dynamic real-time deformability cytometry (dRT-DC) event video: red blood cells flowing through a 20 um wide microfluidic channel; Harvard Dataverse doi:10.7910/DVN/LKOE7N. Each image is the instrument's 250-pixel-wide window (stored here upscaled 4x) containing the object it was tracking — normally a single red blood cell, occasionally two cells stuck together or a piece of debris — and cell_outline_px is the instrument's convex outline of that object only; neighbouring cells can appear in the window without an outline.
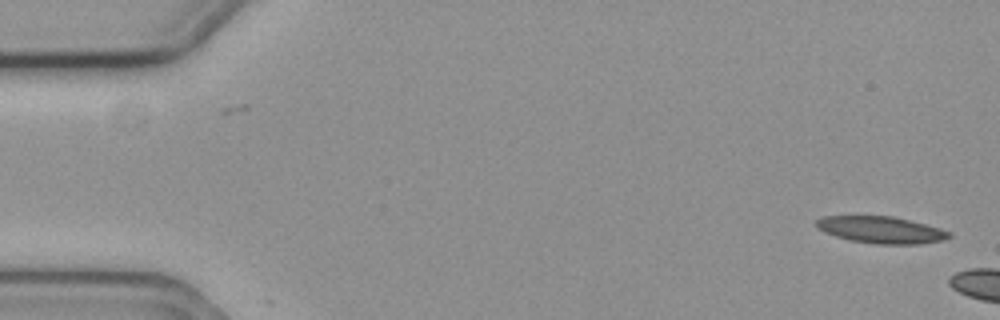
{"species": "common noctule bat (a hibernating species)", "species_latin": "Nyctalus noctula", "temperature_condition": "cold", "stored_images_in_passage": 6, "camera_frame_rate_fps": 3000, "um_per_image_px": 0.085, "animal": {"sex": "female", "body_mass_g": 19.3, "forearm_length_mm": 54.1}, "frame": {"image": 1, "passage_image": 1, "time_ms": 0.0, "image_size_px": [1000, 320], "cell_outline_px": [[952, 236], [944, 240], [920, 244], [876, 244], [848, 240], [824, 232], [816, 228], [816, 220], [824, 216], [892, 216], [940, 228], [952, 232]], "centroid_in_image_um": [74.9, 19.54], "position_along_channel_um": 10.1, "area_um2": 20.81}}